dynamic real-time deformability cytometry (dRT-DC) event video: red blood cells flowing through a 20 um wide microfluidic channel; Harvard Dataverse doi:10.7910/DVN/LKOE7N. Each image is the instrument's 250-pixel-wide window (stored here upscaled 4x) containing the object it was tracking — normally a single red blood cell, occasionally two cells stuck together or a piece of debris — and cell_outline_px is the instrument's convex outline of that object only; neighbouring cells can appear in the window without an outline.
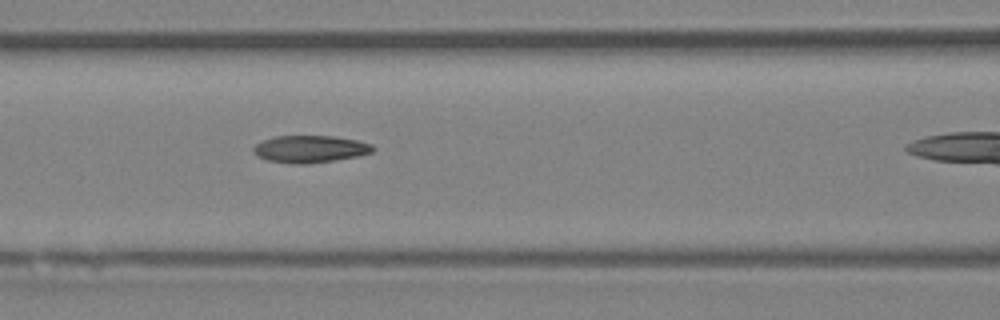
{"species": "Egyptian fruit bat (a non-hibernating species)", "species_latin": "Rousettus aegyptiacus", "temperature_condition": "room temperature", "stored_images_in_passage": 6, "camera_frame_rate_fps": 3000, "um_per_image_px": 0.085, "animal": {"sex": "female"}, "frame": {"image": 1, "passage_image": 5, "time_ms": 4.667, "image_size_px": [1000, 320], "cell_outline_px": [[376, 148], [372, 152], [356, 156], [332, 160], [304, 164], [292, 164], [268, 160], [256, 156], [252, 152], [252, 148], [260, 140], [276, 136], [332, 136], [356, 140], [372, 144]], "centroid_in_image_um": [26.3, 12.66], "position_along_channel_um": 140.3, "area_um2": 18.9}}